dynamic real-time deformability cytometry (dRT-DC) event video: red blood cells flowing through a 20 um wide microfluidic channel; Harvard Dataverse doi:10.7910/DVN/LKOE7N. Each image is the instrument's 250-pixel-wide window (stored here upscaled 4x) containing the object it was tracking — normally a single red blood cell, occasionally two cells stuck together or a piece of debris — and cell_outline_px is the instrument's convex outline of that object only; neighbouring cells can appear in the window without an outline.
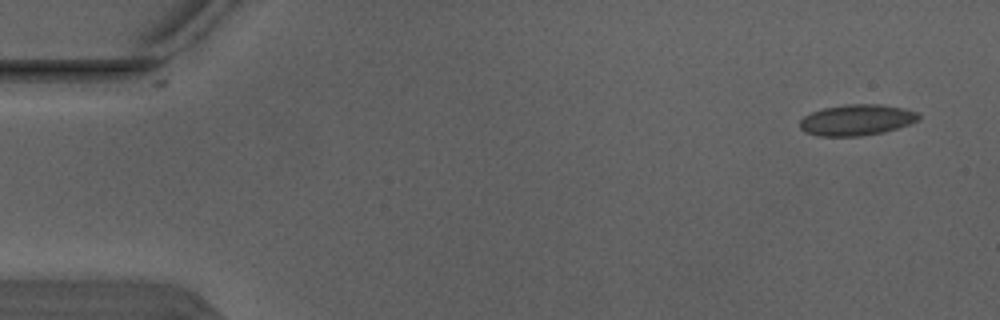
{"species": "Egyptian fruit bat (a non-hibernating species)", "species_latin": "Rousettus aegyptiacus", "temperature_condition": "warm", "stored_images_in_passage": 5, "camera_frame_rate_fps": 3000, "um_per_image_px": 0.085, "animal": {"sex": "male"}, "frame": {"image": 1, "passage_image": 1, "time_ms": 0.0, "image_size_px": [1000, 320], "cell_outline_px": [[920, 120], [884, 132], [860, 136], [816, 136], [804, 132], [800, 128], [800, 120], [804, 116], [812, 112], [824, 108], [844, 104], [880, 104], [904, 108], [920, 112]], "centroid_in_image_um": [72.83, 10.19], "position_along_channel_um": 12.2, "area_um2": 21.62}}
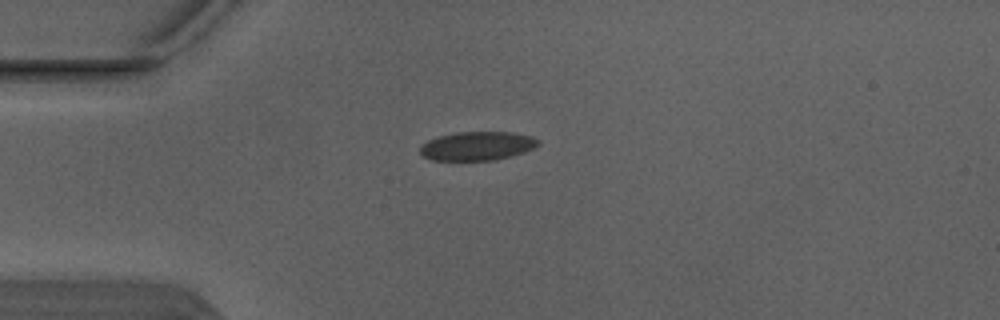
{"frame": {"image": 2, "passage_image": 4, "time_ms": 1.0, "image_size_px": [1000, 320], "cell_outline_px": [[540, 144], [524, 152], [512, 156], [492, 160], [432, 160], [424, 156], [420, 152], [420, 144], [436, 136], [456, 132], [512, 132], [532, 136], [540, 140]], "centroid_in_image_um": [40.56, 12.4], "position_along_channel_um": 44.4, "area_um2": 19.94}}
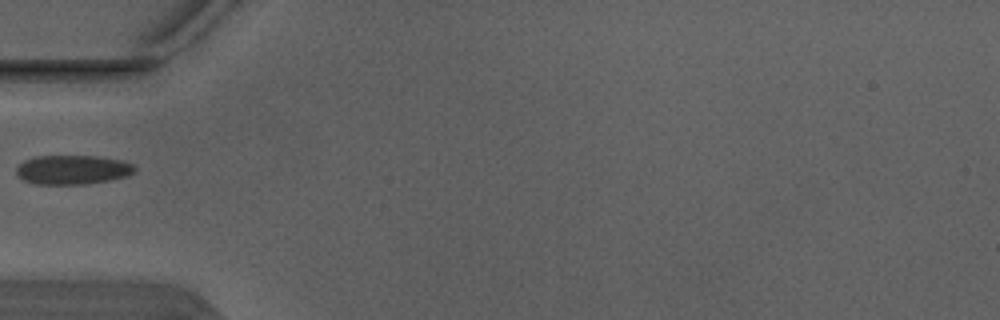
{"frame": {"image": 3, "passage_image": 5, "time_ms": 1.333, "image_size_px": [1000, 320], "cell_outline_px": [[136, 172], [128, 176], [108, 180], [84, 184], [36, 184], [24, 180], [16, 176], [16, 168], [24, 160], [36, 156], [96, 156], [120, 160], [132, 164], [136, 168]], "centroid_in_image_um": [6.16, 14.43], "position_along_channel_um": 78.8, "area_um2": 20.17}}